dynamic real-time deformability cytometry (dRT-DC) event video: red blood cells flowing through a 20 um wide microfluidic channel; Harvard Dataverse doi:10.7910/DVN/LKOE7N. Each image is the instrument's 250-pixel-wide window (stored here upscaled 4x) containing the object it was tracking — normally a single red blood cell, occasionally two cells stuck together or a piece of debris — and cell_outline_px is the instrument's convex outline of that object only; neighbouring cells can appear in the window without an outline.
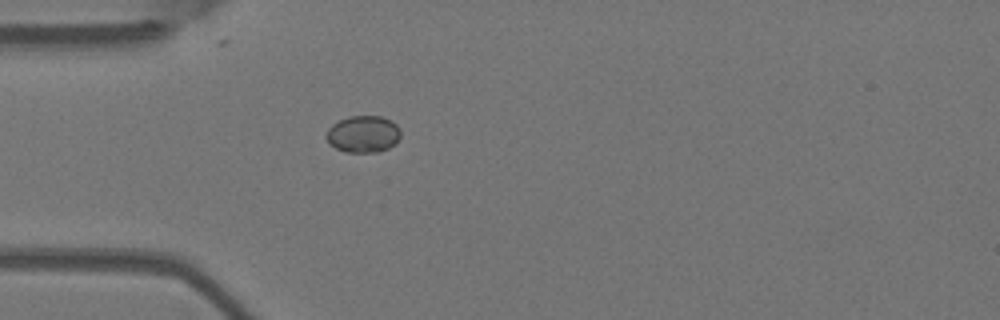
{"species": "Egyptian fruit bat (a non-hibernating species)", "species_latin": "Rousettus aegyptiacus", "temperature_condition": "warm", "stored_images_in_passage": 1, "camera_frame_rate_fps": 3000, "um_per_image_px": 0.085, "animal": {"sex": "female"}, "frame": {"image": 1, "passage_image": 1, "time_ms": 0.0, "image_size_px": [1000, 320], "cell_outline_px": [[400, 136], [388, 148], [376, 152], [344, 152], [336, 148], [324, 136], [328, 128], [332, 124], [348, 116], [380, 116], [396, 124], [400, 128]], "centroid_in_image_um": [30.84, 11.39], "position_along_channel_um": 54.2, "area_um2": 15.78}}